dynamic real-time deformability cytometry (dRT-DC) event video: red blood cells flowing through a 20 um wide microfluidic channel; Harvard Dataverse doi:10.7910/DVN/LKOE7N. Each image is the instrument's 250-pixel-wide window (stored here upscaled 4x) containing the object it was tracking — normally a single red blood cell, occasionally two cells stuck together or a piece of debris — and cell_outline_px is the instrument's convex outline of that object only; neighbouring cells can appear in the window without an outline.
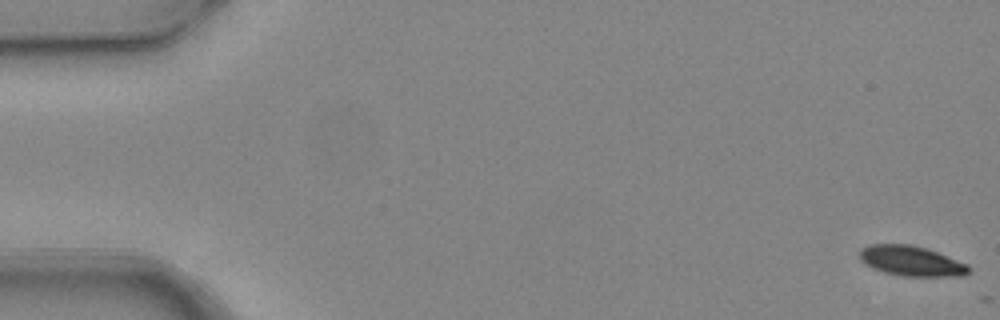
{"species": "common noctule bat (a hibernating species)", "species_latin": "Nyctalus noctula", "temperature_condition": "warm", "stored_images_in_passage": 5, "segment_of_instrument_passage": [1, 2], "camera_frame_rate_fps": 3000, "um_per_image_px": 0.085, "animal": {"sex": "female", "body_mass_g": 24.6, "forearm_length_mm": 56.2}, "frame": {"image": 1, "passage_image": 1, "time_ms": 0.0, "image_size_px": [1000, 320], "cell_outline_px": [[972, 272], [964, 276], [900, 276], [884, 272], [872, 268], [864, 264], [860, 260], [860, 248], [868, 244], [912, 244], [928, 248], [968, 264], [972, 268]], "centroid_in_image_um": [77.49, 22.18], "position_along_channel_um": 7.5, "area_um2": 19.59}}